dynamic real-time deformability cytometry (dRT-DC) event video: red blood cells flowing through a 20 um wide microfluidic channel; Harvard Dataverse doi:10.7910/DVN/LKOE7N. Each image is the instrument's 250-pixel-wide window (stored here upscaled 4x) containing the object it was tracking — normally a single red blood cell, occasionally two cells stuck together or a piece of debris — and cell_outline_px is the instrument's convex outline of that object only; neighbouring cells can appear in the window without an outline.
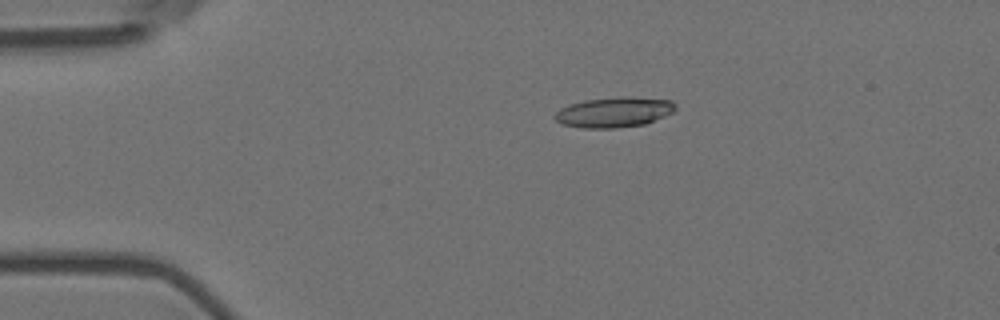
{"species": "Egyptian fruit bat (a non-hibernating species)", "species_latin": "Rousettus aegyptiacus", "temperature_condition": "room temperature", "stored_images_in_passage": 57, "camera_frame_rate_fps": 3000, "um_per_image_px": 0.085, "animal": {"sex": "female"}, "frame": {"image": 1, "passage_image": 12, "time_ms": 3.667, "image_size_px": [1000, 320], "cell_outline_px": [[676, 108], [672, 112], [664, 116], [644, 124], [616, 128], [580, 128], [560, 124], [552, 116], [560, 108], [584, 100], [620, 96], [628, 96], [672, 100], [676, 104]], "centroid_in_image_um": [52.17, 9.53], "position_along_channel_um": 32.8, "area_um2": 21.39}}
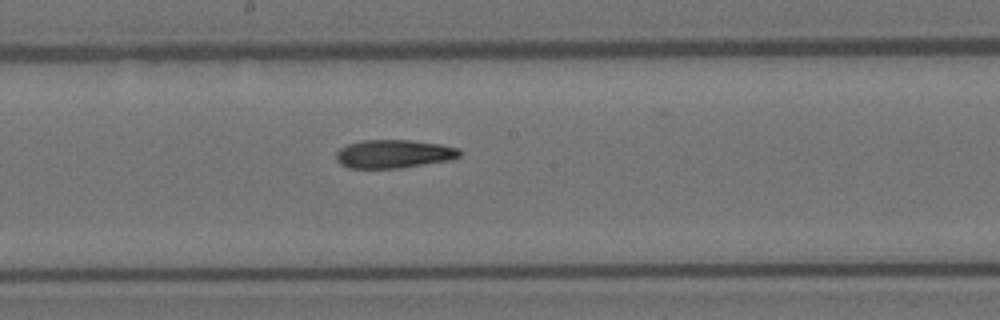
{"frame": {"image": 2, "passage_image": 31, "time_ms": 10.0, "image_size_px": [1000, 320], "cell_outline_px": [[460, 156], [452, 160], [400, 168], [348, 168], [340, 164], [336, 160], [336, 152], [340, 148], [348, 144], [360, 140], [412, 140], [440, 144], [460, 148]], "centroid_in_image_um": [33.47, 13.08], "position_along_channel_um": 214.7, "area_um2": 20.63}}
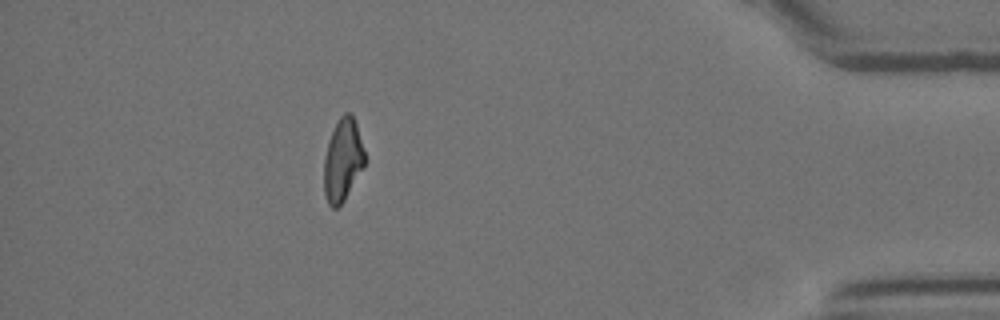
{"frame": {"image": 3, "passage_image": 51, "time_ms": 16.667, "image_size_px": [1000, 320], "cell_outline_px": [[364, 164], [344, 200], [336, 208], [332, 208], [328, 204], [324, 196], [324, 160], [328, 140], [340, 116], [344, 112], [348, 112], [352, 116], [356, 124], [364, 152]], "centroid_in_image_um": [29.1, 13.62], "position_along_channel_um": 406.1, "area_um2": 19.13}, "authors_computed_cell_mechanics": {"area_um2": 20.8658, "velocity_mm_per_s": 3.6088, "shape_relaxation_time_tau1_ms": 9.939, "shape_relaxation_time_tau2_ms": 4.5742, "deformation_change_tau1": 0.2522, "deformation_change_tau2": 0.1461}}